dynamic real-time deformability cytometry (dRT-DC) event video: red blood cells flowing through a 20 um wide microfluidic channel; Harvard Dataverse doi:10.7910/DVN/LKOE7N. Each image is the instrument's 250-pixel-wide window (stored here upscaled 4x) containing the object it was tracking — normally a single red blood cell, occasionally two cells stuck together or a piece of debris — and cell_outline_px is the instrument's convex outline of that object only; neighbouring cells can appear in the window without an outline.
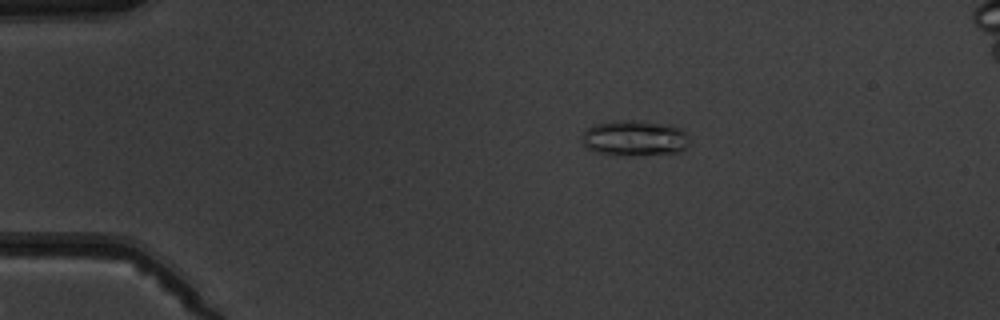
{"species": "common noctule bat (a hibernating species)", "species_latin": "Nyctalus noctula", "temperature_condition": "warm", "stored_images_in_passage": 2, "camera_frame_rate_fps": 3000, "um_per_image_px": 0.085, "animal": {"sex": "male", "body_mass_g": 19.5, "forearm_length_mm": 54.6}, "frame": {"image": 1, "passage_image": 1, "time_ms": 0.0, "image_size_px": [1000, 320], "cell_outline_px": [[688, 144], [684, 148], [676, 152], [628, 156], [592, 152], [580, 140], [584, 132], [588, 128], [596, 124], [628, 120], [632, 120], [664, 124], [680, 128], [688, 136]], "centroid_in_image_um": [53.9, 11.76], "position_along_channel_um": 31.1, "area_um2": 21.96}}